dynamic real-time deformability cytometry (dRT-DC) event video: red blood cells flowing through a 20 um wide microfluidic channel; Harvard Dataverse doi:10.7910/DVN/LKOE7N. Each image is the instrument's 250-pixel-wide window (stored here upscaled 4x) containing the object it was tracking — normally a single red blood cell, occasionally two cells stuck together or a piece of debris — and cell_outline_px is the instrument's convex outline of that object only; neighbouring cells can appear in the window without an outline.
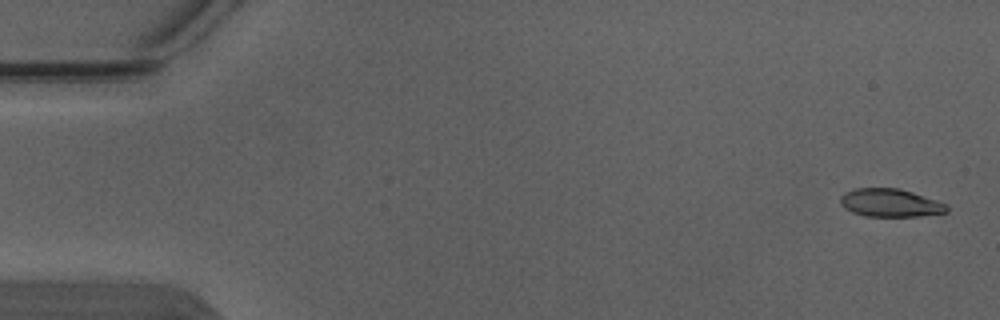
{"species": "Egyptian fruit bat (a non-hibernating species)", "species_latin": "Rousettus aegyptiacus", "temperature_condition": "warm", "stored_images_in_passage": 5, "camera_frame_rate_fps": 3000, "um_per_image_px": 0.085, "animal": {"sex": "male"}, "frame": {"image": 1, "passage_image": 1, "time_ms": 0.0, "image_size_px": [1000, 320], "cell_outline_px": [[948, 212], [920, 216], [864, 216], [852, 212], [844, 208], [840, 204], [840, 196], [856, 188], [900, 188], [948, 204]], "centroid_in_image_um": [75.68, 17.25], "position_along_channel_um": 9.3, "area_um2": 17.4}}
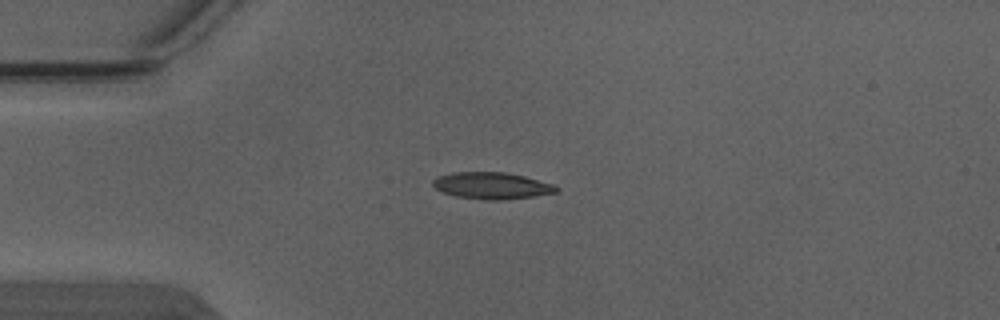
{"frame": {"image": 2, "passage_image": 4, "time_ms": 1.0, "image_size_px": [1000, 320], "cell_outline_px": [[560, 188], [556, 192], [532, 196], [504, 200], [488, 200], [456, 196], [444, 192], [436, 188], [432, 184], [432, 180], [436, 176], [452, 172], [504, 172], [524, 176], [552, 184]], "centroid_in_image_um": [41.77, 15.77], "position_along_channel_um": 43.2, "area_um2": 19.07}}